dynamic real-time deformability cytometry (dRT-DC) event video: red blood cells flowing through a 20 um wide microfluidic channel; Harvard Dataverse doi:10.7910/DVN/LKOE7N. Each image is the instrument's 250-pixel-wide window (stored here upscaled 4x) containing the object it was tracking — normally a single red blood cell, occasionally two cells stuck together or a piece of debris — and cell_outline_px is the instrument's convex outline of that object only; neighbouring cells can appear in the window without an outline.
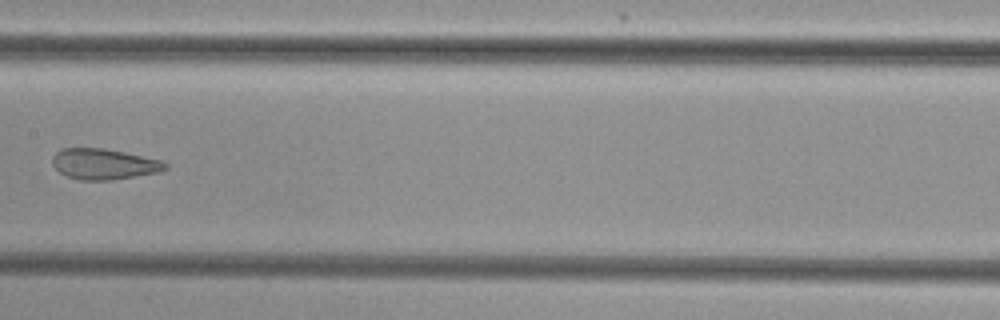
{"species": "common noctule bat (a hibernating species)", "species_latin": "Nyctalus noctula", "temperature_condition": "cold", "stored_images_in_passage": 8, "camera_frame_rate_fps": 3000, "um_per_image_px": 0.085, "animal": {"sex": "female", "body_mass_g": 29.2, "forearm_length_mm": 56.3}, "frame": {"image": 1, "passage_image": 7, "time_ms": 7.0, "image_size_px": [1000, 320], "cell_outline_px": [[168, 168], [160, 172], [112, 180], [80, 180], [68, 176], [60, 172], [52, 164], [52, 156], [56, 152], [64, 148], [104, 148], [164, 160], [168, 164]], "centroid_in_image_um": [8.88, 13.94], "position_along_channel_um": 198.5, "area_um2": 20.35}}
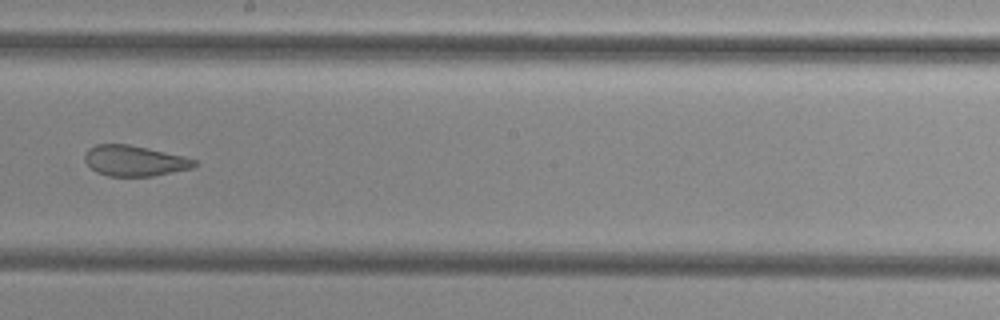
{"frame": {"image": 2, "passage_image": 8, "time_ms": 8.0, "image_size_px": [1000, 320], "cell_outline_px": [[196, 164], [192, 168], [152, 176], [108, 176], [96, 172], [84, 160], [84, 156], [88, 148], [96, 144], [128, 144], [148, 148], [184, 156], [196, 160]], "centroid_in_image_um": [11.41, 13.66], "position_along_channel_um": 236.8, "area_um2": 19.48}}